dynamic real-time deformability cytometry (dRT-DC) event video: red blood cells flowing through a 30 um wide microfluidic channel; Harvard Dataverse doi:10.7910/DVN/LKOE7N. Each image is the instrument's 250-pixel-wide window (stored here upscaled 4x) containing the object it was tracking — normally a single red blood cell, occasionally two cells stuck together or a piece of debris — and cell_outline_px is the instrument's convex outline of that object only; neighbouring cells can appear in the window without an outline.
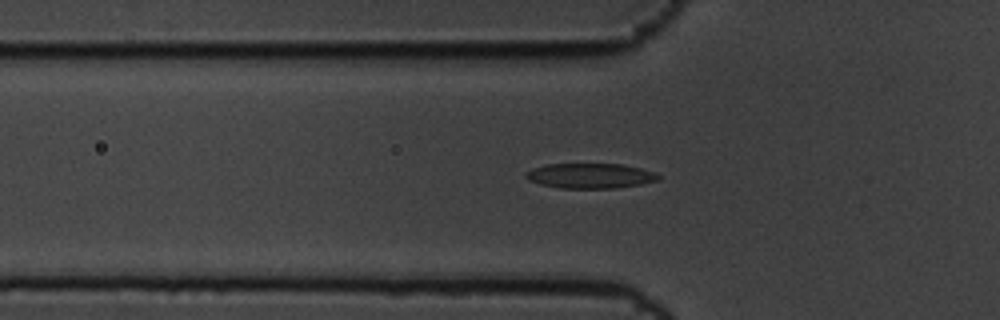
{"species": "common noctule bat (a hibernating species)", "species_latin": "Nyctalus noctula", "temperature_condition": "cold", "stored_images_in_passage": 38, "camera_frame_rate_fps": 3000, "um_per_image_px": 0.085, "animal": {"sex": "male", "body_mass_g": 19.5, "forearm_length_mm": 54.6}, "frame": {"image": 1, "passage_image": 3, "time_ms": 0.667, "image_size_px": [1000, 320], "cell_outline_px": [[660, 180], [640, 184], [616, 188], [560, 188], [540, 184], [528, 180], [524, 176], [524, 172], [532, 168], [548, 164], [620, 164], [640, 168], [656, 172], [660, 176]], "centroid_in_image_um": [50.15, 14.94], "position_along_channel_um": 75.6, "area_um2": 19.42}}
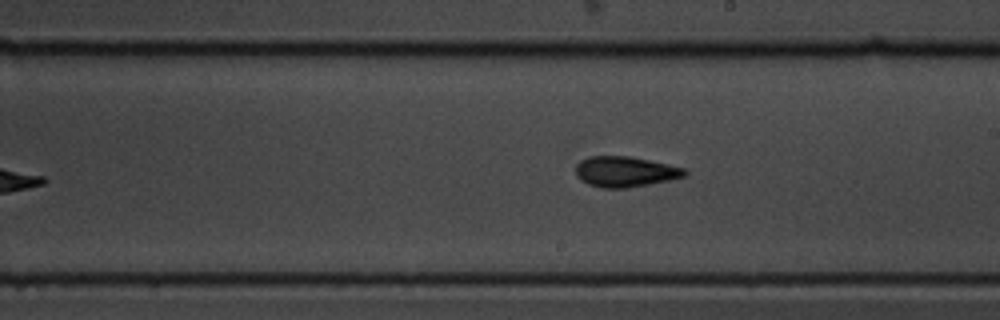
{"frame": {"image": 2, "passage_image": 17, "time_ms": 5.333, "image_size_px": [1000, 320], "cell_outline_px": [[688, 176], [628, 188], [600, 188], [588, 184], [580, 180], [576, 176], [576, 164], [580, 160], [588, 156], [628, 156], [668, 164], [684, 168], [688, 172]], "centroid_in_image_um": [53.11, 14.59], "position_along_channel_um": 235.9, "area_um2": 19.48}}
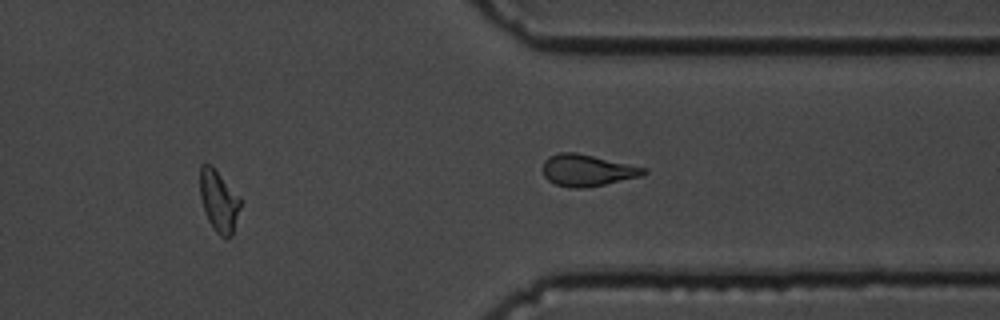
{"frame": {"image": 3, "passage_image": 28, "time_ms": 9.0, "image_size_px": [1000, 320], "cell_outline_px": [[240, 208], [232, 236], [224, 240], [216, 232], [208, 220], [200, 196], [200, 164], [212, 164], [240, 196]], "centroid_in_image_um": [18.61, 17.08], "position_along_channel_um": 392.8, "area_um2": 14.68}, "authors_computed_cell_mechanics": {"area_um2": 18.0914, "velocity_mm_per_s": 3.4228, "shape_relaxation_time_tau1_ms": 3.5237, "shape_relaxation_time_tau2_ms": 4.8568, "deformation_change_tau1": 0.13, "deformation_change_tau2": 0.1372}}